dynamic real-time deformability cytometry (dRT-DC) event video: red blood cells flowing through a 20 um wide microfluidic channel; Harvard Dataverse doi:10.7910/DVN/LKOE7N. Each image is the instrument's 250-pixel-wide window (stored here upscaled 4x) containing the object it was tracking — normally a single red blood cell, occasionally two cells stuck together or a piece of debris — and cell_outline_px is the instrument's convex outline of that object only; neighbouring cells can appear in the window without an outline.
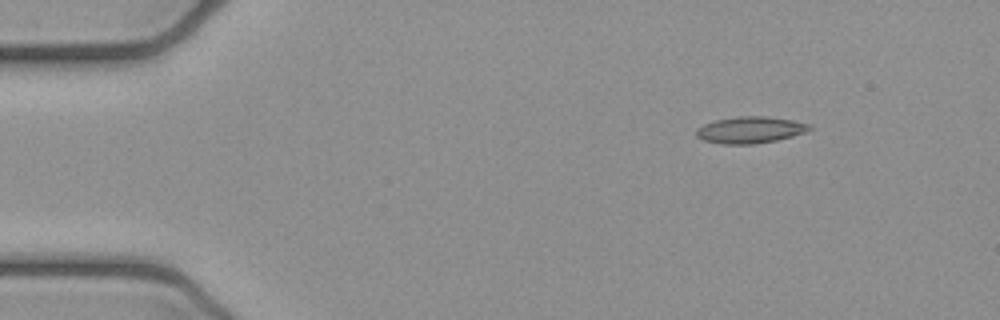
{"species": "common noctule bat (a hibernating species)", "species_latin": "Nyctalus noctula", "temperature_condition": "cold", "stored_images_in_passage": 3, "camera_frame_rate_fps": 3000, "um_per_image_px": 0.085, "animal": {"sex": "female", "body_mass_g": 21.9}, "frame": {"image": 1, "passage_image": 1, "time_ms": 0.0, "image_size_px": [1000, 320], "cell_outline_px": [[812, 128], [804, 132], [792, 136], [776, 140], [752, 144], [720, 144], [704, 140], [696, 136], [696, 128], [704, 124], [716, 120], [736, 116], [768, 116], [792, 120], [812, 124]], "centroid_in_image_um": [63.76, 11.03], "position_along_channel_um": 21.2, "area_um2": 17.57}}